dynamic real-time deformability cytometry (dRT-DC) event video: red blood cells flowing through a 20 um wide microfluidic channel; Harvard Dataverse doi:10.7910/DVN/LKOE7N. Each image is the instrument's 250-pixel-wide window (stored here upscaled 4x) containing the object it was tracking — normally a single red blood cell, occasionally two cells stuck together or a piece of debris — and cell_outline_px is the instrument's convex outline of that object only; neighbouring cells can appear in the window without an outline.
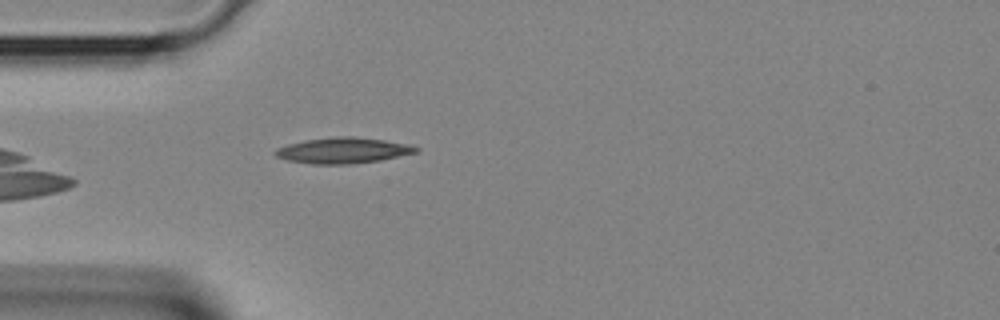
{"species": "Egyptian fruit bat (a non-hibernating species)", "species_latin": "Rousettus aegyptiacus", "temperature_condition": "room temperature", "stored_images_in_passage": 30, "camera_frame_rate_fps": 3000, "um_per_image_px": 0.085, "animal": {"sex": "female"}, "frame": {"image": 1, "passage_image": 2, "time_ms": 0.333, "image_size_px": [1000, 320], "cell_outline_px": [[420, 152], [380, 160], [352, 164], [312, 164], [288, 160], [276, 156], [272, 152], [276, 148], [288, 144], [304, 140], [336, 136], [352, 136], [384, 140], [408, 144], [420, 148]], "centroid_in_image_um": [29.17, 12.79], "position_along_channel_um": 55.8, "area_um2": 21.27}}
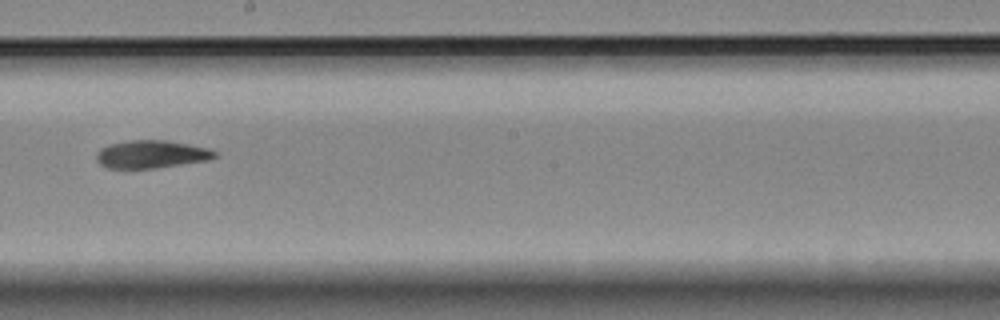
{"frame": {"image": 2, "passage_image": 13, "time_ms": 4.0, "image_size_px": [1000, 320], "cell_outline_px": [[216, 156], [208, 160], [156, 168], [108, 168], [100, 164], [96, 160], [96, 152], [100, 148], [108, 144], [128, 140], [164, 140], [188, 144], [208, 148], [216, 152]], "centroid_in_image_um": [12.82, 13.11], "position_along_channel_um": 235.4, "area_um2": 19.19}}
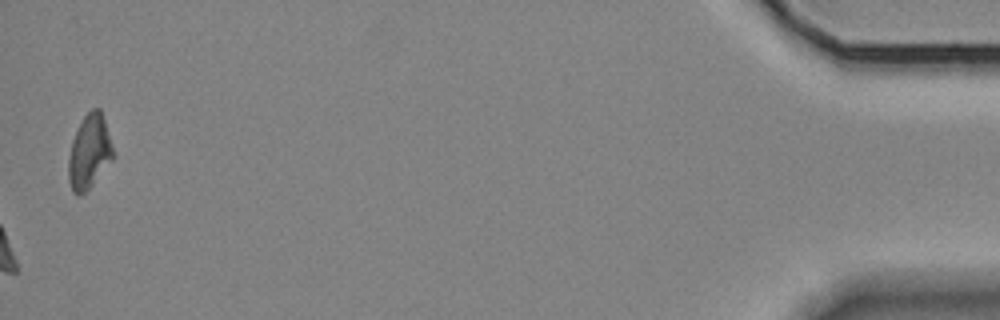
{"frame": {"image": 3, "passage_image": 30, "time_ms": 9.667, "image_size_px": [1000, 320], "cell_outline_px": [[116, 156], [92, 184], [80, 196], [72, 192], [68, 180], [68, 156], [72, 140], [84, 116], [92, 108], [100, 108]], "centroid_in_image_um": [7.59, 12.92], "position_along_channel_um": 427.6, "area_um2": 19.19}}